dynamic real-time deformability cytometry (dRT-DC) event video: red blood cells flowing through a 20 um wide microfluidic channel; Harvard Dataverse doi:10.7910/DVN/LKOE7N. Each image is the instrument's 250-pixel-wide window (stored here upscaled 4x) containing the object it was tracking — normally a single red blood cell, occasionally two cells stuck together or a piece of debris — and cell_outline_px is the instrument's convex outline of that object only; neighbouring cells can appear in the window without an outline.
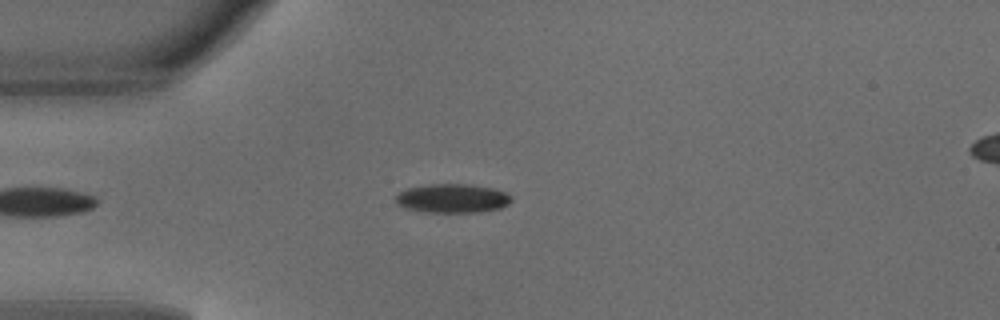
{"species": "common noctule bat (a hibernating species)", "species_latin": "Nyctalus noctula", "temperature_condition": "warm", "stored_images_in_passage": 3, "camera_frame_rate_fps": 3000, "um_per_image_px": 0.085, "animal": {"sex": "male", "body_mass_g": 18.8}, "frame": {"image": 1, "passage_image": 3, "time_ms": 0.667, "image_size_px": [1000, 320], "cell_outline_px": [[512, 200], [508, 204], [500, 208], [476, 212], [424, 212], [404, 208], [396, 204], [396, 196], [400, 192], [408, 188], [428, 184], [472, 184], [492, 188], [504, 192], [512, 196]], "centroid_in_image_um": [38.44, 16.86], "position_along_channel_um": 46.6, "area_um2": 19.54}}